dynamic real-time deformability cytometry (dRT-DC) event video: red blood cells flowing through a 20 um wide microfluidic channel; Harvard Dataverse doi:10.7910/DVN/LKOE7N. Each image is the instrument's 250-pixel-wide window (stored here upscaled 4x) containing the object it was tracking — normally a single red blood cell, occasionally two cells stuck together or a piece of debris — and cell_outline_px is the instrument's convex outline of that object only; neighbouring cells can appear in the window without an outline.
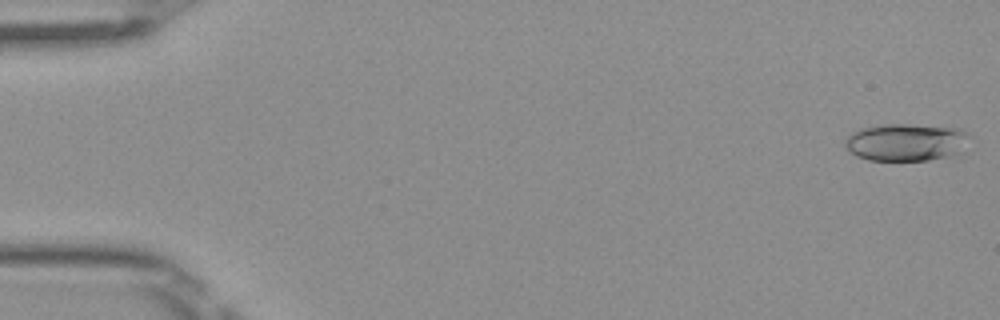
{"species": "Egyptian fruit bat (a non-hibernating species)", "species_latin": "Rousettus aegyptiacus", "temperature_condition": "room temperature", "stored_images_in_passage": 50, "camera_frame_rate_fps": 3000, "um_per_image_px": 0.085, "frame": {"image": 1, "passage_image": 1, "time_ms": 0.0, "image_size_px": [1000, 320], "cell_outline_px": [[972, 136], [964, 152], [960, 156], [928, 160], [868, 160], [856, 156], [844, 144], [844, 140], [852, 132], [864, 128], [888, 124], [904, 124], [960, 128]], "centroid_in_image_um": [77.14, 12.11], "position_along_channel_um": 7.9, "area_um2": 27.63}}
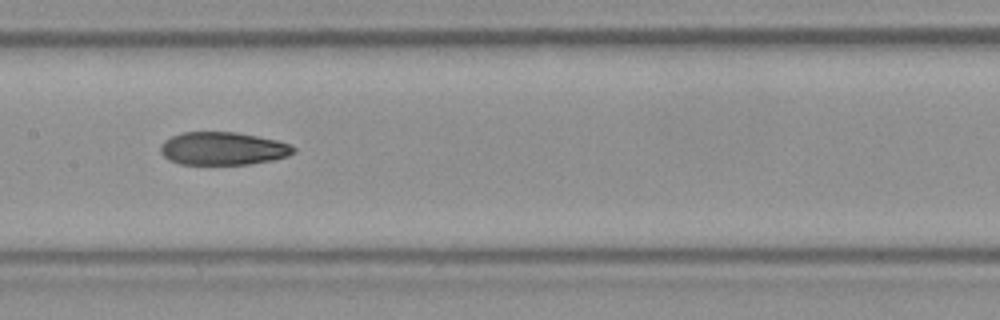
{"frame": {"image": 2, "passage_image": 25, "time_ms": 8.0, "image_size_px": [1000, 320], "cell_outline_px": [[296, 152], [288, 156], [272, 160], [248, 164], [180, 164], [168, 160], [160, 152], [160, 144], [164, 140], [180, 132], [236, 132], [276, 140], [288, 144], [296, 148]], "centroid_in_image_um": [18.92, 12.62], "position_along_channel_um": 188.5, "area_um2": 25.61}}
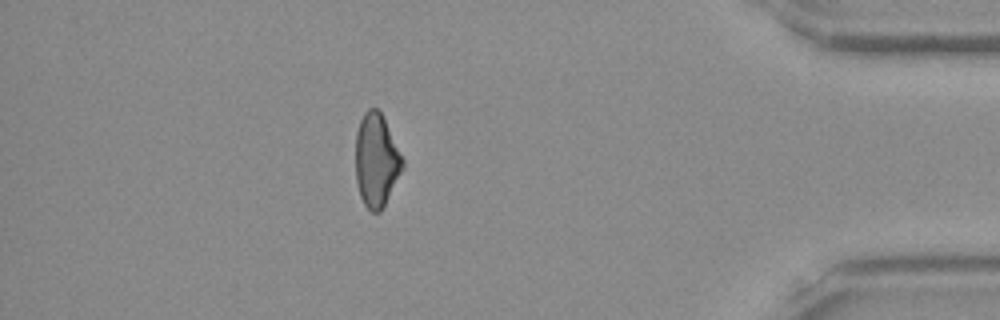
{"frame": {"image": 3, "passage_image": 44, "time_ms": 14.333, "image_size_px": [1000, 320], "cell_outline_px": [[404, 168], [380, 212], [372, 212], [364, 204], [360, 196], [356, 180], [356, 132], [360, 120], [364, 112], [368, 108], [376, 108], [380, 112], [404, 160]], "centroid_in_image_um": [31.98, 13.63], "position_along_channel_um": 403.2, "area_um2": 25.26}, "authors_computed_cell_mechanics": {"area_um2": 26.1256, "velocity_mm_per_s": 4.0624, "shape_relaxation_time_tau1_ms": 6.2242, "shape_relaxation_time_tau2_ms": 4.0659, "deformation_change_tau1": 0.1918, "deformation_change_tau2": 0.1188}}